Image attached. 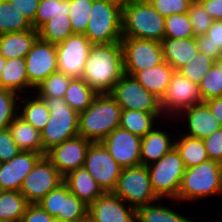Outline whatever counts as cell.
<instances>
[{
	"label": "cell",
	"instance_id": "1",
	"mask_svg": "<svg viewBox=\"0 0 222 222\" xmlns=\"http://www.w3.org/2000/svg\"><path fill=\"white\" fill-rule=\"evenodd\" d=\"M124 75L121 42L92 44L82 73L83 80L97 93H110Z\"/></svg>",
	"mask_w": 222,
	"mask_h": 222
},
{
	"label": "cell",
	"instance_id": "2",
	"mask_svg": "<svg viewBox=\"0 0 222 222\" xmlns=\"http://www.w3.org/2000/svg\"><path fill=\"white\" fill-rule=\"evenodd\" d=\"M122 108L110 93L97 94L91 105L79 113V136L92 143L102 142L120 125Z\"/></svg>",
	"mask_w": 222,
	"mask_h": 222
},
{
	"label": "cell",
	"instance_id": "3",
	"mask_svg": "<svg viewBox=\"0 0 222 222\" xmlns=\"http://www.w3.org/2000/svg\"><path fill=\"white\" fill-rule=\"evenodd\" d=\"M165 35V17L148 1L132 0L122 6V38L161 42Z\"/></svg>",
	"mask_w": 222,
	"mask_h": 222
},
{
	"label": "cell",
	"instance_id": "4",
	"mask_svg": "<svg viewBox=\"0 0 222 222\" xmlns=\"http://www.w3.org/2000/svg\"><path fill=\"white\" fill-rule=\"evenodd\" d=\"M222 194V164L206 160L197 166L186 168L176 200L196 201Z\"/></svg>",
	"mask_w": 222,
	"mask_h": 222
},
{
	"label": "cell",
	"instance_id": "5",
	"mask_svg": "<svg viewBox=\"0 0 222 222\" xmlns=\"http://www.w3.org/2000/svg\"><path fill=\"white\" fill-rule=\"evenodd\" d=\"M50 111L48 122L41 130L43 155L62 142L79 136V114L63 98L39 97Z\"/></svg>",
	"mask_w": 222,
	"mask_h": 222
},
{
	"label": "cell",
	"instance_id": "6",
	"mask_svg": "<svg viewBox=\"0 0 222 222\" xmlns=\"http://www.w3.org/2000/svg\"><path fill=\"white\" fill-rule=\"evenodd\" d=\"M92 44L122 40V6L111 0H94L84 34Z\"/></svg>",
	"mask_w": 222,
	"mask_h": 222
},
{
	"label": "cell",
	"instance_id": "7",
	"mask_svg": "<svg viewBox=\"0 0 222 222\" xmlns=\"http://www.w3.org/2000/svg\"><path fill=\"white\" fill-rule=\"evenodd\" d=\"M147 169L156 196L161 200H176L186 170L176 148L166 153L159 161L148 165Z\"/></svg>",
	"mask_w": 222,
	"mask_h": 222
},
{
	"label": "cell",
	"instance_id": "8",
	"mask_svg": "<svg viewBox=\"0 0 222 222\" xmlns=\"http://www.w3.org/2000/svg\"><path fill=\"white\" fill-rule=\"evenodd\" d=\"M112 193L136 210L159 200L153 191L147 166L142 164L122 168Z\"/></svg>",
	"mask_w": 222,
	"mask_h": 222
},
{
	"label": "cell",
	"instance_id": "9",
	"mask_svg": "<svg viewBox=\"0 0 222 222\" xmlns=\"http://www.w3.org/2000/svg\"><path fill=\"white\" fill-rule=\"evenodd\" d=\"M124 74L133 76L136 72L150 69L164 62L161 42L122 38Z\"/></svg>",
	"mask_w": 222,
	"mask_h": 222
},
{
	"label": "cell",
	"instance_id": "10",
	"mask_svg": "<svg viewBox=\"0 0 222 222\" xmlns=\"http://www.w3.org/2000/svg\"><path fill=\"white\" fill-rule=\"evenodd\" d=\"M110 95L122 109L163 113L160 99L147 91L133 76L124 74L114 85Z\"/></svg>",
	"mask_w": 222,
	"mask_h": 222
},
{
	"label": "cell",
	"instance_id": "11",
	"mask_svg": "<svg viewBox=\"0 0 222 222\" xmlns=\"http://www.w3.org/2000/svg\"><path fill=\"white\" fill-rule=\"evenodd\" d=\"M201 103H203V100L199 86L183 77L180 72L175 71L165 94L160 99L163 114L168 118L175 117L176 119L182 111Z\"/></svg>",
	"mask_w": 222,
	"mask_h": 222
},
{
	"label": "cell",
	"instance_id": "12",
	"mask_svg": "<svg viewBox=\"0 0 222 222\" xmlns=\"http://www.w3.org/2000/svg\"><path fill=\"white\" fill-rule=\"evenodd\" d=\"M96 180L104 193H112L122 171L101 142L91 143L83 166Z\"/></svg>",
	"mask_w": 222,
	"mask_h": 222
},
{
	"label": "cell",
	"instance_id": "13",
	"mask_svg": "<svg viewBox=\"0 0 222 222\" xmlns=\"http://www.w3.org/2000/svg\"><path fill=\"white\" fill-rule=\"evenodd\" d=\"M63 180L64 177L50 160L43 155L23 180L20 193L30 204H35L51 190L63 183Z\"/></svg>",
	"mask_w": 222,
	"mask_h": 222
},
{
	"label": "cell",
	"instance_id": "14",
	"mask_svg": "<svg viewBox=\"0 0 222 222\" xmlns=\"http://www.w3.org/2000/svg\"><path fill=\"white\" fill-rule=\"evenodd\" d=\"M25 61L29 82L28 91L32 94L43 80L58 71L56 45L37 38L26 55Z\"/></svg>",
	"mask_w": 222,
	"mask_h": 222
},
{
	"label": "cell",
	"instance_id": "15",
	"mask_svg": "<svg viewBox=\"0 0 222 222\" xmlns=\"http://www.w3.org/2000/svg\"><path fill=\"white\" fill-rule=\"evenodd\" d=\"M58 71L71 77H82L92 43L84 34H73L55 44Z\"/></svg>",
	"mask_w": 222,
	"mask_h": 222
},
{
	"label": "cell",
	"instance_id": "16",
	"mask_svg": "<svg viewBox=\"0 0 222 222\" xmlns=\"http://www.w3.org/2000/svg\"><path fill=\"white\" fill-rule=\"evenodd\" d=\"M141 141L140 136L118 127L101 143L122 168H128L141 165Z\"/></svg>",
	"mask_w": 222,
	"mask_h": 222
},
{
	"label": "cell",
	"instance_id": "17",
	"mask_svg": "<svg viewBox=\"0 0 222 222\" xmlns=\"http://www.w3.org/2000/svg\"><path fill=\"white\" fill-rule=\"evenodd\" d=\"M92 142L77 136L62 142L48 150L45 156L65 177L71 171L84 166L87 150Z\"/></svg>",
	"mask_w": 222,
	"mask_h": 222
},
{
	"label": "cell",
	"instance_id": "18",
	"mask_svg": "<svg viewBox=\"0 0 222 222\" xmlns=\"http://www.w3.org/2000/svg\"><path fill=\"white\" fill-rule=\"evenodd\" d=\"M94 222H136V209L113 193H104L88 206Z\"/></svg>",
	"mask_w": 222,
	"mask_h": 222
},
{
	"label": "cell",
	"instance_id": "19",
	"mask_svg": "<svg viewBox=\"0 0 222 222\" xmlns=\"http://www.w3.org/2000/svg\"><path fill=\"white\" fill-rule=\"evenodd\" d=\"M42 156L40 153L20 151L11 160L0 163V190L20 191L23 180Z\"/></svg>",
	"mask_w": 222,
	"mask_h": 222
},
{
	"label": "cell",
	"instance_id": "20",
	"mask_svg": "<svg viewBox=\"0 0 222 222\" xmlns=\"http://www.w3.org/2000/svg\"><path fill=\"white\" fill-rule=\"evenodd\" d=\"M180 115L186 117L188 122L187 133L183 135L204 139L222 127L205 102L193 105L178 116Z\"/></svg>",
	"mask_w": 222,
	"mask_h": 222
},
{
	"label": "cell",
	"instance_id": "21",
	"mask_svg": "<svg viewBox=\"0 0 222 222\" xmlns=\"http://www.w3.org/2000/svg\"><path fill=\"white\" fill-rule=\"evenodd\" d=\"M161 46L164 61L175 71L188 64L199 52L195 37L164 38Z\"/></svg>",
	"mask_w": 222,
	"mask_h": 222
},
{
	"label": "cell",
	"instance_id": "22",
	"mask_svg": "<svg viewBox=\"0 0 222 222\" xmlns=\"http://www.w3.org/2000/svg\"><path fill=\"white\" fill-rule=\"evenodd\" d=\"M158 125L148 132L141 141V164L148 166L159 161L175 147V139L166 131L157 129Z\"/></svg>",
	"mask_w": 222,
	"mask_h": 222
},
{
	"label": "cell",
	"instance_id": "23",
	"mask_svg": "<svg viewBox=\"0 0 222 222\" xmlns=\"http://www.w3.org/2000/svg\"><path fill=\"white\" fill-rule=\"evenodd\" d=\"M63 182L68 186L70 192L88 206L104 194L96 180L84 167L68 173Z\"/></svg>",
	"mask_w": 222,
	"mask_h": 222
},
{
	"label": "cell",
	"instance_id": "24",
	"mask_svg": "<svg viewBox=\"0 0 222 222\" xmlns=\"http://www.w3.org/2000/svg\"><path fill=\"white\" fill-rule=\"evenodd\" d=\"M38 38V31L12 32L0 35V54L7 60L25 58Z\"/></svg>",
	"mask_w": 222,
	"mask_h": 222
},
{
	"label": "cell",
	"instance_id": "25",
	"mask_svg": "<svg viewBox=\"0 0 222 222\" xmlns=\"http://www.w3.org/2000/svg\"><path fill=\"white\" fill-rule=\"evenodd\" d=\"M175 70L166 62L136 72L133 77L149 92L155 94L159 99L165 94L170 79Z\"/></svg>",
	"mask_w": 222,
	"mask_h": 222
},
{
	"label": "cell",
	"instance_id": "26",
	"mask_svg": "<svg viewBox=\"0 0 222 222\" xmlns=\"http://www.w3.org/2000/svg\"><path fill=\"white\" fill-rule=\"evenodd\" d=\"M11 136L21 151H31L43 154L41 132L24 121L18 115L9 125Z\"/></svg>",
	"mask_w": 222,
	"mask_h": 222
},
{
	"label": "cell",
	"instance_id": "27",
	"mask_svg": "<svg viewBox=\"0 0 222 222\" xmlns=\"http://www.w3.org/2000/svg\"><path fill=\"white\" fill-rule=\"evenodd\" d=\"M0 87L13 90L20 95L29 93L25 58H12L6 61L0 77Z\"/></svg>",
	"mask_w": 222,
	"mask_h": 222
},
{
	"label": "cell",
	"instance_id": "28",
	"mask_svg": "<svg viewBox=\"0 0 222 222\" xmlns=\"http://www.w3.org/2000/svg\"><path fill=\"white\" fill-rule=\"evenodd\" d=\"M29 95L30 93L20 96L21 99H24L18 104V116L41 132L48 122L50 111L42 98H39L34 92L32 97L30 95L28 98Z\"/></svg>",
	"mask_w": 222,
	"mask_h": 222
},
{
	"label": "cell",
	"instance_id": "29",
	"mask_svg": "<svg viewBox=\"0 0 222 222\" xmlns=\"http://www.w3.org/2000/svg\"><path fill=\"white\" fill-rule=\"evenodd\" d=\"M162 115L164 116L163 113L122 109L119 127L142 138L156 127L154 124L157 123L158 118L163 117Z\"/></svg>",
	"mask_w": 222,
	"mask_h": 222
},
{
	"label": "cell",
	"instance_id": "30",
	"mask_svg": "<svg viewBox=\"0 0 222 222\" xmlns=\"http://www.w3.org/2000/svg\"><path fill=\"white\" fill-rule=\"evenodd\" d=\"M176 137H174L175 148L184 161L186 168L197 166L209 159L203 139L194 138L182 134L181 136L179 135Z\"/></svg>",
	"mask_w": 222,
	"mask_h": 222
},
{
	"label": "cell",
	"instance_id": "31",
	"mask_svg": "<svg viewBox=\"0 0 222 222\" xmlns=\"http://www.w3.org/2000/svg\"><path fill=\"white\" fill-rule=\"evenodd\" d=\"M96 95L82 77H74L70 80L63 99L79 114L91 105Z\"/></svg>",
	"mask_w": 222,
	"mask_h": 222
},
{
	"label": "cell",
	"instance_id": "32",
	"mask_svg": "<svg viewBox=\"0 0 222 222\" xmlns=\"http://www.w3.org/2000/svg\"><path fill=\"white\" fill-rule=\"evenodd\" d=\"M160 204V205H159ZM136 222H195L170 207L161 205V199L136 210Z\"/></svg>",
	"mask_w": 222,
	"mask_h": 222
},
{
	"label": "cell",
	"instance_id": "33",
	"mask_svg": "<svg viewBox=\"0 0 222 222\" xmlns=\"http://www.w3.org/2000/svg\"><path fill=\"white\" fill-rule=\"evenodd\" d=\"M29 204L20 191L0 190V221L20 222Z\"/></svg>",
	"mask_w": 222,
	"mask_h": 222
},
{
	"label": "cell",
	"instance_id": "34",
	"mask_svg": "<svg viewBox=\"0 0 222 222\" xmlns=\"http://www.w3.org/2000/svg\"><path fill=\"white\" fill-rule=\"evenodd\" d=\"M88 215V205L69 191L68 186L61 183L60 211L54 217L64 222H76Z\"/></svg>",
	"mask_w": 222,
	"mask_h": 222
},
{
	"label": "cell",
	"instance_id": "35",
	"mask_svg": "<svg viewBox=\"0 0 222 222\" xmlns=\"http://www.w3.org/2000/svg\"><path fill=\"white\" fill-rule=\"evenodd\" d=\"M33 29L32 24L9 0H0V35Z\"/></svg>",
	"mask_w": 222,
	"mask_h": 222
},
{
	"label": "cell",
	"instance_id": "36",
	"mask_svg": "<svg viewBox=\"0 0 222 222\" xmlns=\"http://www.w3.org/2000/svg\"><path fill=\"white\" fill-rule=\"evenodd\" d=\"M37 31L39 39L54 44L60 43L74 34L69 15L54 16Z\"/></svg>",
	"mask_w": 222,
	"mask_h": 222
},
{
	"label": "cell",
	"instance_id": "37",
	"mask_svg": "<svg viewBox=\"0 0 222 222\" xmlns=\"http://www.w3.org/2000/svg\"><path fill=\"white\" fill-rule=\"evenodd\" d=\"M198 86L203 102L222 97V57L214 62Z\"/></svg>",
	"mask_w": 222,
	"mask_h": 222
},
{
	"label": "cell",
	"instance_id": "38",
	"mask_svg": "<svg viewBox=\"0 0 222 222\" xmlns=\"http://www.w3.org/2000/svg\"><path fill=\"white\" fill-rule=\"evenodd\" d=\"M73 77L63 72L56 71L43 80L35 89L34 93L38 97L63 98Z\"/></svg>",
	"mask_w": 222,
	"mask_h": 222
},
{
	"label": "cell",
	"instance_id": "39",
	"mask_svg": "<svg viewBox=\"0 0 222 222\" xmlns=\"http://www.w3.org/2000/svg\"><path fill=\"white\" fill-rule=\"evenodd\" d=\"M70 0H40L34 19V29L38 30L54 16L69 15Z\"/></svg>",
	"mask_w": 222,
	"mask_h": 222
},
{
	"label": "cell",
	"instance_id": "40",
	"mask_svg": "<svg viewBox=\"0 0 222 222\" xmlns=\"http://www.w3.org/2000/svg\"><path fill=\"white\" fill-rule=\"evenodd\" d=\"M20 96L13 90L0 87V131L7 129L18 115Z\"/></svg>",
	"mask_w": 222,
	"mask_h": 222
},
{
	"label": "cell",
	"instance_id": "41",
	"mask_svg": "<svg viewBox=\"0 0 222 222\" xmlns=\"http://www.w3.org/2000/svg\"><path fill=\"white\" fill-rule=\"evenodd\" d=\"M94 0H70L69 19L74 34H85Z\"/></svg>",
	"mask_w": 222,
	"mask_h": 222
},
{
	"label": "cell",
	"instance_id": "42",
	"mask_svg": "<svg viewBox=\"0 0 222 222\" xmlns=\"http://www.w3.org/2000/svg\"><path fill=\"white\" fill-rule=\"evenodd\" d=\"M194 36L193 27L188 13L172 14L165 17L164 38H191Z\"/></svg>",
	"mask_w": 222,
	"mask_h": 222
},
{
	"label": "cell",
	"instance_id": "43",
	"mask_svg": "<svg viewBox=\"0 0 222 222\" xmlns=\"http://www.w3.org/2000/svg\"><path fill=\"white\" fill-rule=\"evenodd\" d=\"M215 60L205 54L198 52L188 64L178 70L183 77L199 85L203 77L214 65Z\"/></svg>",
	"mask_w": 222,
	"mask_h": 222
},
{
	"label": "cell",
	"instance_id": "44",
	"mask_svg": "<svg viewBox=\"0 0 222 222\" xmlns=\"http://www.w3.org/2000/svg\"><path fill=\"white\" fill-rule=\"evenodd\" d=\"M188 15L193 27L195 38L205 35L214 21L197 0H194L191 3Z\"/></svg>",
	"mask_w": 222,
	"mask_h": 222
},
{
	"label": "cell",
	"instance_id": "45",
	"mask_svg": "<svg viewBox=\"0 0 222 222\" xmlns=\"http://www.w3.org/2000/svg\"><path fill=\"white\" fill-rule=\"evenodd\" d=\"M194 0H151L153 7L163 16L188 13Z\"/></svg>",
	"mask_w": 222,
	"mask_h": 222
},
{
	"label": "cell",
	"instance_id": "46",
	"mask_svg": "<svg viewBox=\"0 0 222 222\" xmlns=\"http://www.w3.org/2000/svg\"><path fill=\"white\" fill-rule=\"evenodd\" d=\"M20 151L11 136L9 128L0 131V163L11 160L17 156Z\"/></svg>",
	"mask_w": 222,
	"mask_h": 222
},
{
	"label": "cell",
	"instance_id": "47",
	"mask_svg": "<svg viewBox=\"0 0 222 222\" xmlns=\"http://www.w3.org/2000/svg\"><path fill=\"white\" fill-rule=\"evenodd\" d=\"M208 158L222 164V127L203 139Z\"/></svg>",
	"mask_w": 222,
	"mask_h": 222
},
{
	"label": "cell",
	"instance_id": "48",
	"mask_svg": "<svg viewBox=\"0 0 222 222\" xmlns=\"http://www.w3.org/2000/svg\"><path fill=\"white\" fill-rule=\"evenodd\" d=\"M37 204L52 217H55L60 211L61 184L54 190H51L46 196L37 202Z\"/></svg>",
	"mask_w": 222,
	"mask_h": 222
},
{
	"label": "cell",
	"instance_id": "49",
	"mask_svg": "<svg viewBox=\"0 0 222 222\" xmlns=\"http://www.w3.org/2000/svg\"><path fill=\"white\" fill-rule=\"evenodd\" d=\"M23 16L32 24L34 29L35 14L40 0H9Z\"/></svg>",
	"mask_w": 222,
	"mask_h": 222
},
{
	"label": "cell",
	"instance_id": "50",
	"mask_svg": "<svg viewBox=\"0 0 222 222\" xmlns=\"http://www.w3.org/2000/svg\"><path fill=\"white\" fill-rule=\"evenodd\" d=\"M53 218L54 217L35 203L27 206L20 222H51Z\"/></svg>",
	"mask_w": 222,
	"mask_h": 222
},
{
	"label": "cell",
	"instance_id": "51",
	"mask_svg": "<svg viewBox=\"0 0 222 222\" xmlns=\"http://www.w3.org/2000/svg\"><path fill=\"white\" fill-rule=\"evenodd\" d=\"M196 42L199 52L211 57L215 61L222 57V50L218 46H215L208 36L196 37Z\"/></svg>",
	"mask_w": 222,
	"mask_h": 222
},
{
	"label": "cell",
	"instance_id": "52",
	"mask_svg": "<svg viewBox=\"0 0 222 222\" xmlns=\"http://www.w3.org/2000/svg\"><path fill=\"white\" fill-rule=\"evenodd\" d=\"M214 21H222V0H197Z\"/></svg>",
	"mask_w": 222,
	"mask_h": 222
},
{
	"label": "cell",
	"instance_id": "53",
	"mask_svg": "<svg viewBox=\"0 0 222 222\" xmlns=\"http://www.w3.org/2000/svg\"><path fill=\"white\" fill-rule=\"evenodd\" d=\"M205 35L222 50V21H213Z\"/></svg>",
	"mask_w": 222,
	"mask_h": 222
},
{
	"label": "cell",
	"instance_id": "54",
	"mask_svg": "<svg viewBox=\"0 0 222 222\" xmlns=\"http://www.w3.org/2000/svg\"><path fill=\"white\" fill-rule=\"evenodd\" d=\"M205 103L208 105L214 117L222 125V97L210 99Z\"/></svg>",
	"mask_w": 222,
	"mask_h": 222
},
{
	"label": "cell",
	"instance_id": "55",
	"mask_svg": "<svg viewBox=\"0 0 222 222\" xmlns=\"http://www.w3.org/2000/svg\"><path fill=\"white\" fill-rule=\"evenodd\" d=\"M7 59L4 58L1 54H0V77H1V73H2V69L6 64Z\"/></svg>",
	"mask_w": 222,
	"mask_h": 222
},
{
	"label": "cell",
	"instance_id": "56",
	"mask_svg": "<svg viewBox=\"0 0 222 222\" xmlns=\"http://www.w3.org/2000/svg\"><path fill=\"white\" fill-rule=\"evenodd\" d=\"M111 1H114V2H116L118 4H120L121 6H124V5L128 4L132 0H111Z\"/></svg>",
	"mask_w": 222,
	"mask_h": 222
},
{
	"label": "cell",
	"instance_id": "57",
	"mask_svg": "<svg viewBox=\"0 0 222 222\" xmlns=\"http://www.w3.org/2000/svg\"><path fill=\"white\" fill-rule=\"evenodd\" d=\"M76 222H94V221L87 215L84 219L78 220Z\"/></svg>",
	"mask_w": 222,
	"mask_h": 222
},
{
	"label": "cell",
	"instance_id": "58",
	"mask_svg": "<svg viewBox=\"0 0 222 222\" xmlns=\"http://www.w3.org/2000/svg\"><path fill=\"white\" fill-rule=\"evenodd\" d=\"M51 222H64V221L57 219V218H53Z\"/></svg>",
	"mask_w": 222,
	"mask_h": 222
}]
</instances>
